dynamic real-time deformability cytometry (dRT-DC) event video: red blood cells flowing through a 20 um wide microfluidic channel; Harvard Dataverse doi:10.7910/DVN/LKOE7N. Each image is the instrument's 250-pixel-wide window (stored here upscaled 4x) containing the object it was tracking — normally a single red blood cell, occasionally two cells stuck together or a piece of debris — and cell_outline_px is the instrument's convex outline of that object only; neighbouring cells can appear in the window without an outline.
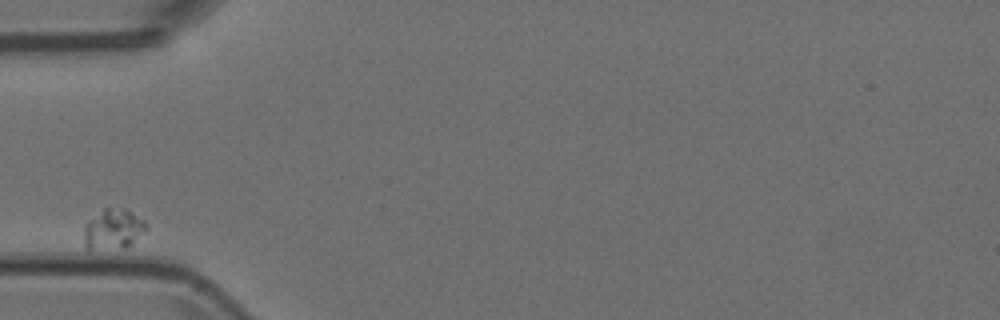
{"species": "Egyptian fruit bat (a non-hibernating species)", "species_latin": "Rousettus aegyptiacus", "temperature_condition": "room temperature", "stored_images_in_passage": 4, "camera_frame_rate_fps": 3000, "um_per_image_px": 0.085, "animal": {"sex": "female"}, "frame": {"image": 1, "passage_image": 1, "time_ms": 0.0, "image_size_px": [1000, 320], "cell_outline_px": [[148, 228], [144, 232], [124, 248], [88, 252], [84, 248], [84, 228], [88, 220], [104, 208], [108, 208], [128, 212], [144, 220], [148, 224]], "centroid_in_image_um": [9.55, 19.56], "position_along_channel_um": 75.5, "area_um2": 14.62}}
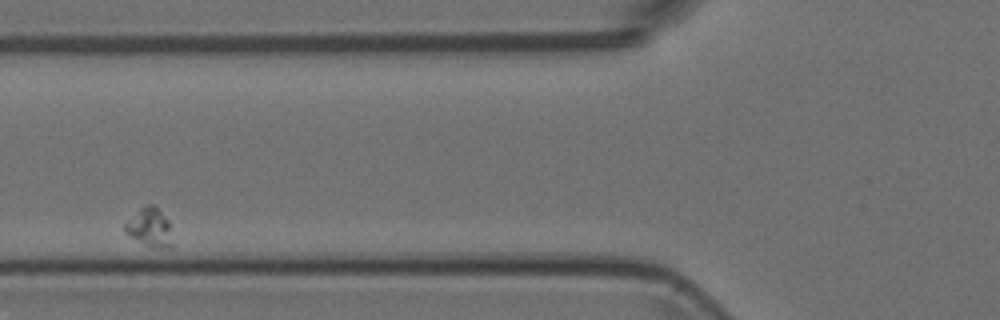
{"frame": {"image": 2, "passage_image": 2, "time_ms": 0.333, "image_size_px": [1000, 320], "cell_outline_px": [[172, 248], [152, 248], [144, 244], [124, 232], [124, 224], [140, 208], [148, 204], [152, 204], [168, 220], [172, 244]], "centroid_in_image_um": [12.72, 19.36], "position_along_channel_um": 113.1, "area_um2": 10.46}}
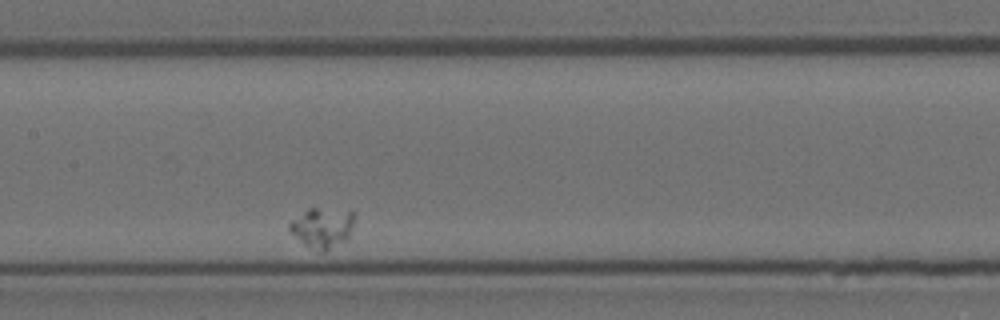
{"frame": {"image": 3, "passage_image": 4, "time_ms": 1.0, "image_size_px": [1000, 320], "cell_outline_px": [[356, 216], [348, 240], [324, 252], [320, 252], [304, 244], [288, 228], [288, 224], [292, 220], [308, 208], [316, 208], [352, 212]], "centroid_in_image_um": [27.43, 19.37], "position_along_channel_um": 180.0, "area_um2": 15.09}}